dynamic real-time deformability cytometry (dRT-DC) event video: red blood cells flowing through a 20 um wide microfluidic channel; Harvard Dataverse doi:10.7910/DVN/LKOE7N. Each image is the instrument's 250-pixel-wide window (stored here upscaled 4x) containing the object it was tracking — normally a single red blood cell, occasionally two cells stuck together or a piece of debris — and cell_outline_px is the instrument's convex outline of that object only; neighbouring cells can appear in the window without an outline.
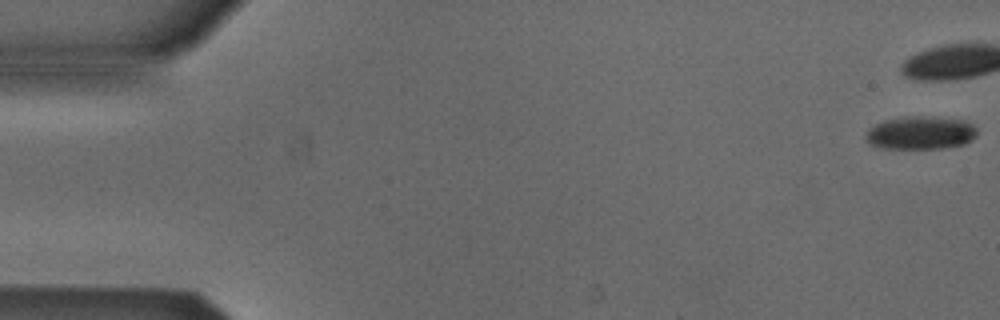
{"species": "Egyptian fruit bat (a non-hibernating species)", "species_latin": "Rousettus aegyptiacus", "temperature_condition": "cold", "stored_images_in_passage": 16, "camera_frame_rate_fps": 3000, "um_per_image_px": 0.085, "animal": {"sex": "male"}, "frame": {"image": 1, "passage_image": 1, "time_ms": 0.0, "image_size_px": [1000, 320], "cell_outline_px": [[976, 136], [964, 144], [944, 148], [884, 148], [868, 144], [868, 128], [884, 120], [912, 116], [920, 116], [964, 120], [972, 124], [976, 128]], "centroid_in_image_um": [78.27, 11.29], "position_along_channel_um": 6.7, "area_um2": 21.15}}